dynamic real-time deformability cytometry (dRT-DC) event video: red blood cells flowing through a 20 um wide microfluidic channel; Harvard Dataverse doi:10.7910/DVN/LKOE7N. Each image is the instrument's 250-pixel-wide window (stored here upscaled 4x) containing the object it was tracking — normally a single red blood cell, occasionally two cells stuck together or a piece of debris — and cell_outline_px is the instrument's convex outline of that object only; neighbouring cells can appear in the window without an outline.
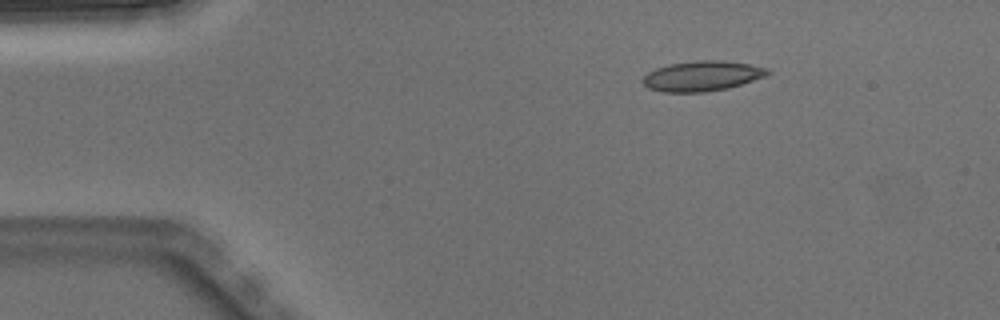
{"species": "Egyptian fruit bat (a non-hibernating species)", "species_latin": "Rousettus aegyptiacus", "temperature_condition": "warm", "stored_images_in_passage": 2, "camera_frame_rate_fps": 3000, "um_per_image_px": 0.085, "animal": {"sex": "male"}, "frame": {"image": 1, "passage_image": 2, "time_ms": 0.333, "image_size_px": [1000, 320], "cell_outline_px": [[772, 72], [764, 76], [728, 88], [704, 92], [660, 92], [648, 88], [640, 80], [648, 72], [656, 68], [668, 64], [696, 60], [720, 60], [748, 64], [768, 68]], "centroid_in_image_um": [59.63, 6.46], "position_along_channel_um": 25.4, "area_um2": 21.91}}